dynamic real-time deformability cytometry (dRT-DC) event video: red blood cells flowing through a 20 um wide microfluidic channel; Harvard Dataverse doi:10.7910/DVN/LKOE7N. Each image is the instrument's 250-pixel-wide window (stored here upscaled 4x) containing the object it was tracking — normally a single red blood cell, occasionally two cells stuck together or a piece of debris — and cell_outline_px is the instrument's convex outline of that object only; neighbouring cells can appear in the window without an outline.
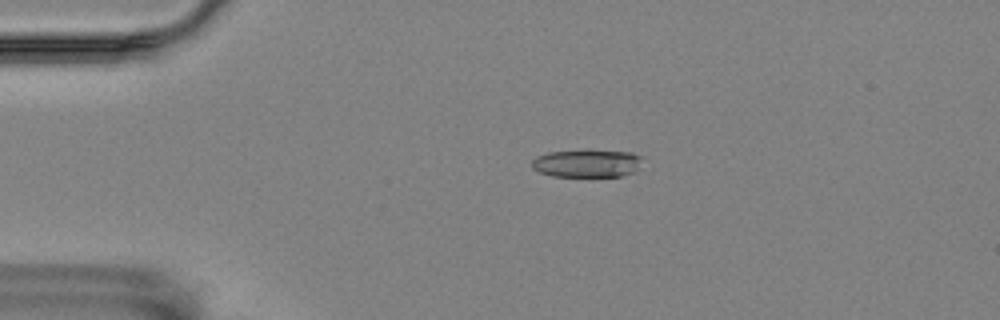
{"species": "Egyptian fruit bat (a non-hibernating species)", "species_latin": "Rousettus aegyptiacus", "temperature_condition": "room temperature", "stored_images_in_passage": 6, "camera_frame_rate_fps": 3000, "um_per_image_px": 0.085, "animal": {"sex": "female"}, "frame": {"image": 1, "passage_image": 4, "time_ms": 1.0, "image_size_px": [1000, 320], "cell_outline_px": [[644, 156], [636, 172], [620, 176], [552, 176], [540, 172], [532, 168], [532, 160], [536, 156], [548, 152], [588, 148], [632, 152]], "centroid_in_image_um": [49.93, 13.84], "position_along_channel_um": 35.1, "area_um2": 18.67}}